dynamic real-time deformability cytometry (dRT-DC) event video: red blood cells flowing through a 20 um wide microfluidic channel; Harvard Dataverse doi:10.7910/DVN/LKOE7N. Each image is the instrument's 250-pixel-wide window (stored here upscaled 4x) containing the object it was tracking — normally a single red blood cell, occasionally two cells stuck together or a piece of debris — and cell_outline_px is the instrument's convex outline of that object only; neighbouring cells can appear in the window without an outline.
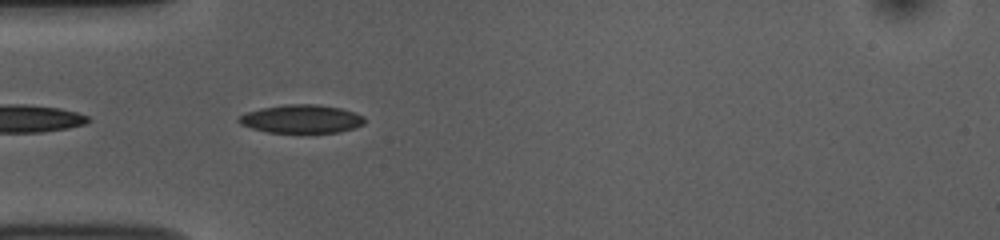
{"species": "common noctule bat (a hibernating species)", "species_latin": "Nyctalus noctula", "temperature_condition": "room temperature", "stored_images_in_passage": 25, "camera_frame_rate_fps": 3000, "um_per_image_px": 0.085, "animal": {"sex": "female", "body_mass_g": 10.0, "forearm_length_mm": 53.1}, "frame": {"image": 1, "passage_image": 2, "time_ms": 0.333, "image_size_px": [1000, 240], "cell_outline_px": [[364, 124], [356, 128], [340, 132], [268, 132], [252, 128], [240, 124], [236, 120], [236, 116], [260, 108], [284, 104], [316, 104], [340, 108], [364, 116]], "centroid_in_image_um": [25.6, 10.1], "position_along_channel_um": 59.4, "area_um2": 20.81}}
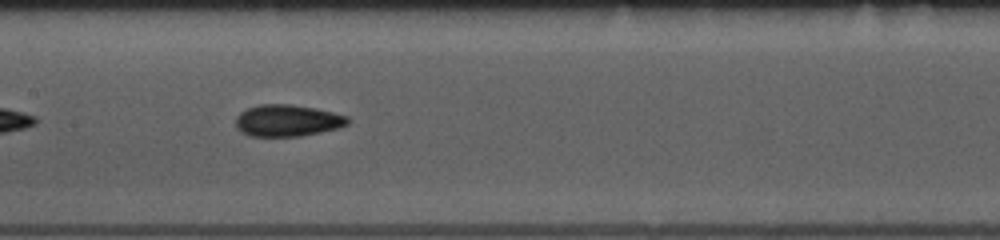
{"frame": {"image": 2, "passage_image": 12, "time_ms": 3.667, "image_size_px": [1000, 240], "cell_outline_px": [[348, 124], [340, 128], [300, 136], [248, 136], [240, 132], [236, 128], [236, 116], [240, 112], [248, 108], [260, 104], [288, 104], [316, 108], [348, 116]], "centroid_in_image_um": [24.41, 10.25], "position_along_channel_um": 183.0, "area_um2": 20.81}}
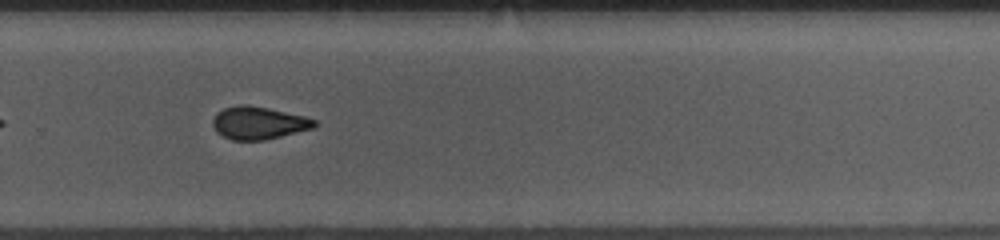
{"frame": {"image": 3, "passage_image": 22, "time_ms": 7.0, "image_size_px": [1000, 240], "cell_outline_px": [[316, 124], [312, 128], [264, 140], [232, 140], [216, 132], [212, 124], [212, 120], [216, 112], [224, 108], [240, 104], [244, 104], [268, 108], [304, 116], [316, 120]], "centroid_in_image_um": [21.93, 10.44], "position_along_channel_um": 307.9, "area_um2": 19.19}}